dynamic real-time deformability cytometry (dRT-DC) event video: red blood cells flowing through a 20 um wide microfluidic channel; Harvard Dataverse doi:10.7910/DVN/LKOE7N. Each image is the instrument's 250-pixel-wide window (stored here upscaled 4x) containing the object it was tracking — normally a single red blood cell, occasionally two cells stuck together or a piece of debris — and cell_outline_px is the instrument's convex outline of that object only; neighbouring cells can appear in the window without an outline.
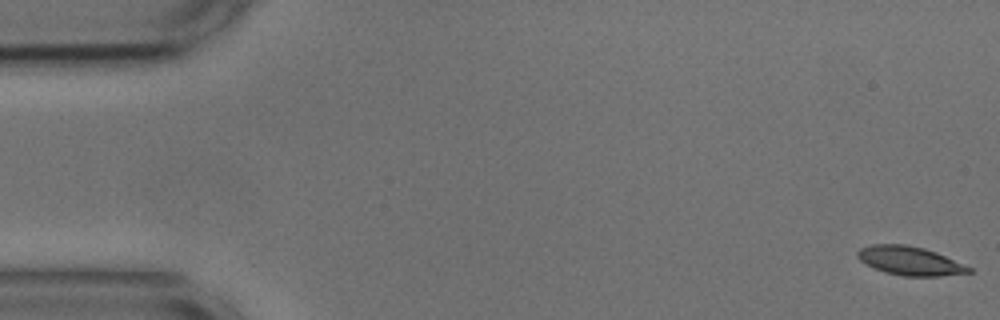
{"species": "common noctule bat (a hibernating species)", "species_latin": "Nyctalus noctula", "temperature_condition": "cold", "stored_images_in_passage": 55, "camera_frame_rate_fps": 3000, "um_per_image_px": 0.085, "animal": {"sex": "male", "body_mass_g": 17.9, "forearm_length_mm": 54.2}, "frame": {"image": 1, "passage_image": 1, "time_ms": 0.0, "image_size_px": [1000, 320], "cell_outline_px": [[972, 272], [940, 276], [900, 276], [884, 272], [860, 260], [856, 256], [856, 252], [860, 248], [872, 244], [904, 244], [924, 248], [936, 252], [972, 268]], "centroid_in_image_um": [77.32, 22.17], "position_along_channel_um": 7.7, "area_um2": 18.55}}
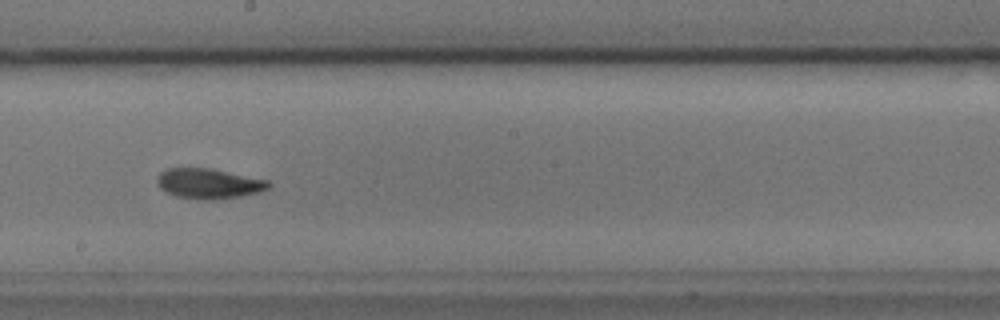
{"frame": {"image": 2, "passage_image": 30, "time_ms": 9.667, "image_size_px": [1000, 320], "cell_outline_px": [[272, 184], [268, 188], [260, 192], [240, 196], [216, 200], [204, 200], [176, 196], [160, 188], [156, 180], [160, 172], [168, 168], [208, 168], [268, 180]], "centroid_in_image_um": [17.75, 15.61], "position_along_channel_um": 230.5, "area_um2": 19.48}}
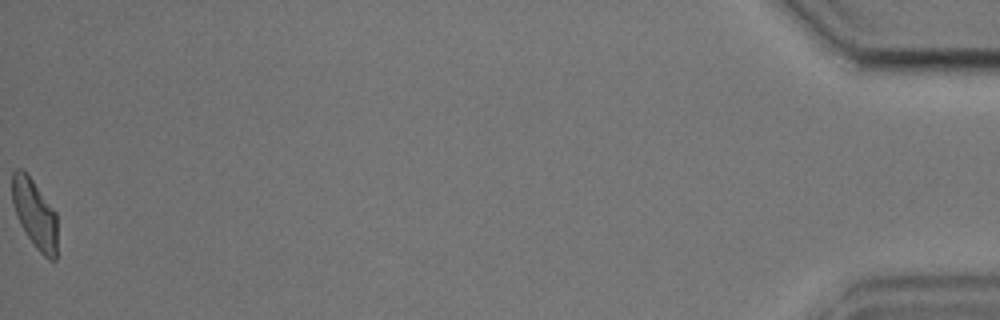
{"frame": {"image": 3, "passage_image": 55, "time_ms": 18.0, "image_size_px": [1000, 320], "cell_outline_px": [[56, 260], [48, 260], [36, 248], [20, 224], [16, 216], [12, 200], [12, 172], [16, 168], [24, 168], [56, 212]], "centroid_in_image_um": [2.93, 18.14], "position_along_channel_um": 432.3, "area_um2": 18.15}, "authors_computed_cell_mechanics": {"area_um2": 18.8428, "velocity_mm_per_s": 3.6367, "shape_relaxation_time_tau1_ms": 4.4904, "shape_relaxation_time_tau2_ms": 2.1628, "deformation_change_tau1": 0.1344, "deformation_change_tau2": 0.0765}}